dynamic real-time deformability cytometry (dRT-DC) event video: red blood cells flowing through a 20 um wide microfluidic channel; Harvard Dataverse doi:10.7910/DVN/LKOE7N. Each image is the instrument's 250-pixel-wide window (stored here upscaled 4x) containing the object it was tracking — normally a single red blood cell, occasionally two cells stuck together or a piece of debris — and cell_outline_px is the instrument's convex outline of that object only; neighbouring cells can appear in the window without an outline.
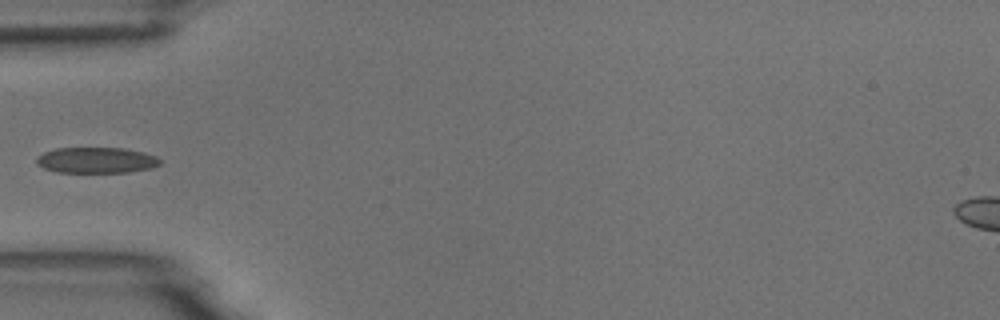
{"species": "common noctule bat (a hibernating species)", "species_latin": "Nyctalus noctula", "temperature_condition": "room temperature", "stored_images_in_passage": 6, "camera_frame_rate_fps": 3000, "um_per_image_px": 0.085, "animal": {"sex": "male", "body_mass_g": 18.8}, "frame": {"image": 1, "passage_image": 6, "time_ms": 5.667, "image_size_px": [1000, 320], "cell_outline_px": [[160, 164], [152, 168], [128, 172], [56, 172], [44, 168], [36, 164], [36, 156], [44, 152], [56, 148], [124, 148], [144, 152], [156, 156], [160, 160]], "centroid_in_image_um": [8.17, 13.61], "position_along_channel_um": 76.8, "area_um2": 18.67}}